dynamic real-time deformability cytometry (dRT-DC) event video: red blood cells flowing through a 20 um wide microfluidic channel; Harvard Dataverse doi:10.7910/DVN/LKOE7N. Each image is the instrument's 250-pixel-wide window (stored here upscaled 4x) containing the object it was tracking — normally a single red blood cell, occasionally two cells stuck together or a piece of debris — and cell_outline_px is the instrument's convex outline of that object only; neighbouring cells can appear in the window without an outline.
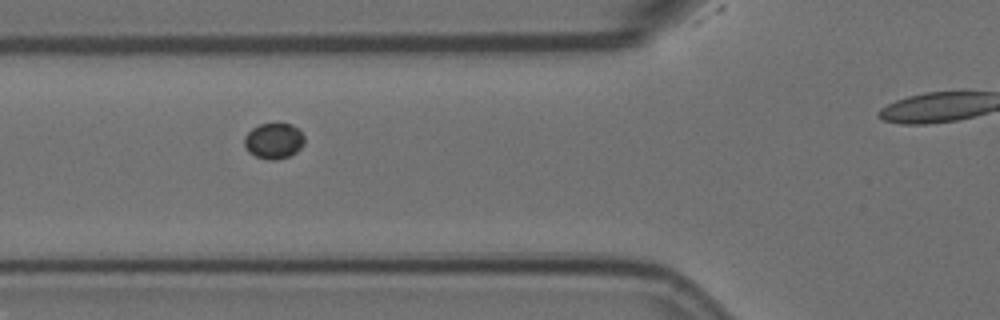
{"species": "Egyptian fruit bat (a non-hibernating species)", "species_latin": "Rousettus aegyptiacus", "temperature_condition": "room temperature", "stored_images_in_passage": 6, "camera_frame_rate_fps": 3000, "um_per_image_px": 0.085, "animal": {"sex": "female"}, "frame": {"image": 1, "passage_image": 2, "time_ms": 0.333, "image_size_px": [1000, 320], "cell_outline_px": [[304, 144], [296, 152], [288, 156], [276, 160], [268, 160], [256, 156], [248, 152], [244, 144], [244, 136], [252, 128], [260, 124], [276, 120], [292, 124], [304, 136]], "centroid_in_image_um": [23.26, 11.93], "position_along_channel_um": 102.5, "area_um2": 12.89}}
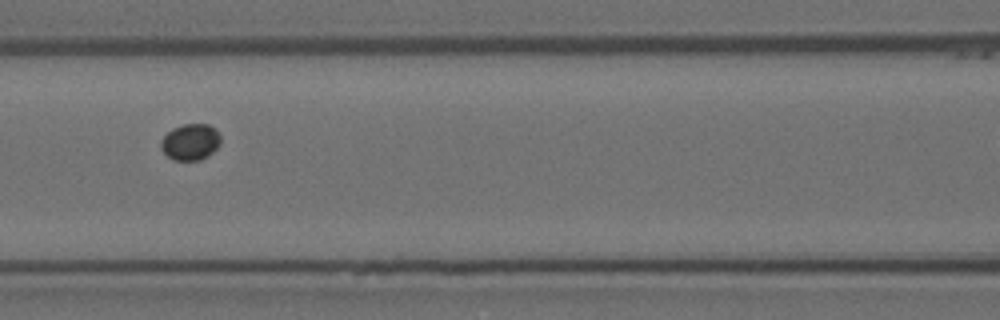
{"frame": {"image": 2, "passage_image": 3, "time_ms": 0.667, "image_size_px": [1000, 320], "cell_outline_px": [[220, 144], [208, 156], [200, 160], [172, 160], [160, 148], [160, 140], [172, 128], [184, 124], [208, 124], [216, 128], [220, 136]], "centroid_in_image_um": [16.18, 12.06], "position_along_channel_um": 150.4, "area_um2": 12.72}}
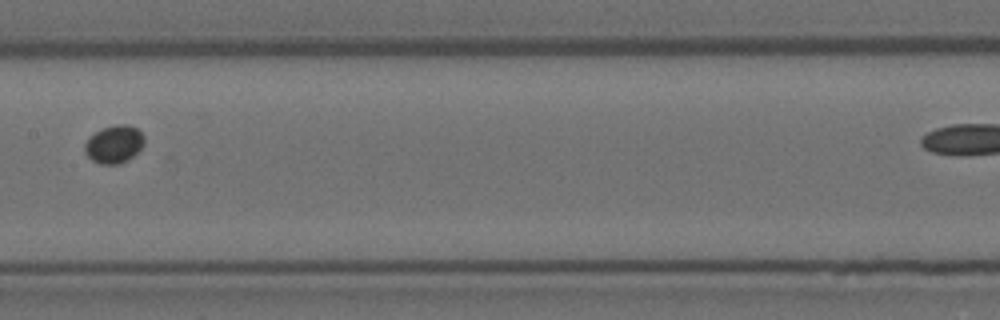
{"frame": {"image": 3, "passage_image": 4, "time_ms": 1.0, "image_size_px": [1000, 320], "cell_outline_px": [[144, 144], [128, 160], [120, 164], [100, 164], [92, 160], [84, 152], [84, 144], [88, 136], [104, 128], [116, 124], [128, 124], [136, 128], [144, 136]], "centroid_in_image_um": [9.67, 12.26], "position_along_channel_um": 197.7, "area_um2": 13.12}}